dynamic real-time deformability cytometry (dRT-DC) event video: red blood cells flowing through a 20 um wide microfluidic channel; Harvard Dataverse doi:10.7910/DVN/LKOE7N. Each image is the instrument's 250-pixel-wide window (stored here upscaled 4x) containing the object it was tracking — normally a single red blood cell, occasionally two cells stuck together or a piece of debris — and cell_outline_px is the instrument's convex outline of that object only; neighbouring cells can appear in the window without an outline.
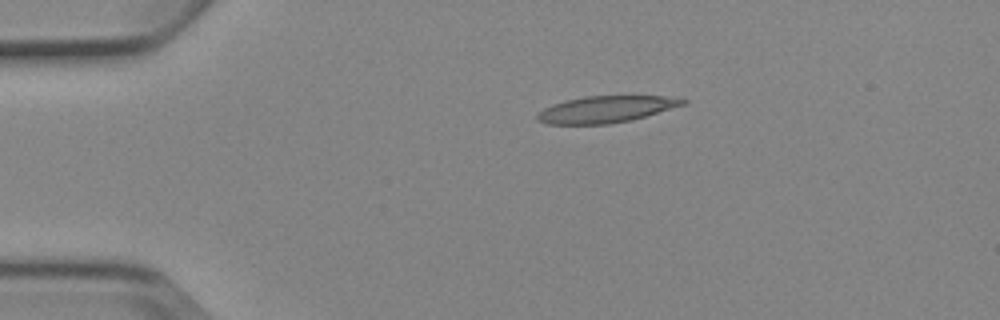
{"species": "Egyptian fruit bat (a non-hibernating species)", "species_latin": "Rousettus aegyptiacus", "temperature_condition": "cold", "stored_images_in_passage": 5, "camera_frame_rate_fps": 3000, "um_per_image_px": 0.085, "animal": {"sex": "female"}, "frame": {"image": 1, "passage_image": 2, "time_ms": 2.333, "image_size_px": [1000, 320], "cell_outline_px": [[688, 100], [684, 104], [644, 116], [628, 120], [608, 124], [548, 124], [536, 120], [536, 116], [544, 108], [552, 104], [564, 100], [584, 96], [684, 96]], "centroid_in_image_um": [51.51, 9.27], "position_along_channel_um": 33.5, "area_um2": 22.54}}
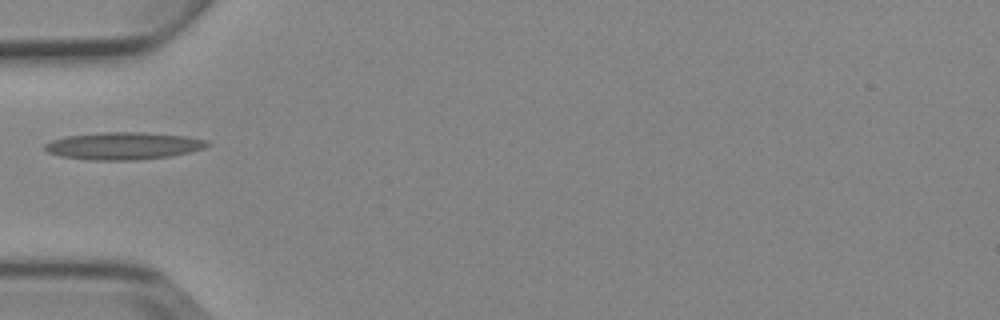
{"frame": {"image": 2, "passage_image": 4, "time_ms": 4.667, "image_size_px": [1000, 320], "cell_outline_px": [[212, 144], [204, 148], [188, 152], [168, 156], [136, 160], [92, 160], [60, 156], [48, 152], [44, 148], [44, 144], [52, 140], [64, 136], [100, 132], [144, 132], [188, 136], [208, 140]], "centroid_in_image_um": [10.5, 12.38], "position_along_channel_um": 74.5, "area_um2": 26.01}}
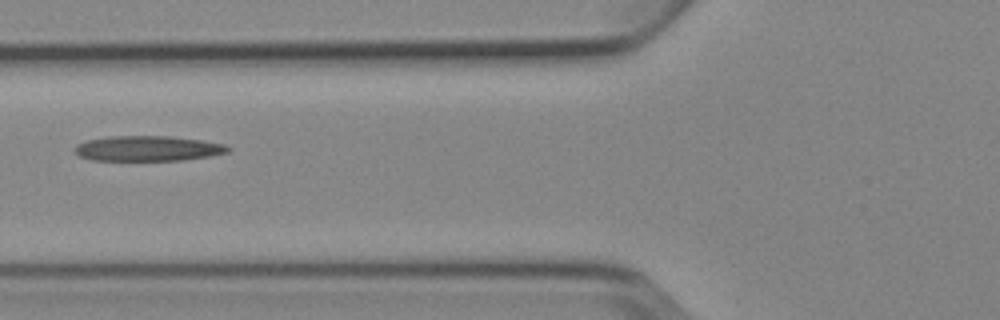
{"frame": {"image": 3, "passage_image": 5, "time_ms": 5.667, "image_size_px": [1000, 320], "cell_outline_px": [[232, 148], [228, 152], [208, 156], [184, 160], [92, 160], [80, 156], [76, 152], [76, 144], [88, 140], [108, 136], [172, 136], [200, 140], [224, 144]], "centroid_in_image_um": [12.58, 12.61], "position_along_channel_um": 113.2, "area_um2": 22.37}}